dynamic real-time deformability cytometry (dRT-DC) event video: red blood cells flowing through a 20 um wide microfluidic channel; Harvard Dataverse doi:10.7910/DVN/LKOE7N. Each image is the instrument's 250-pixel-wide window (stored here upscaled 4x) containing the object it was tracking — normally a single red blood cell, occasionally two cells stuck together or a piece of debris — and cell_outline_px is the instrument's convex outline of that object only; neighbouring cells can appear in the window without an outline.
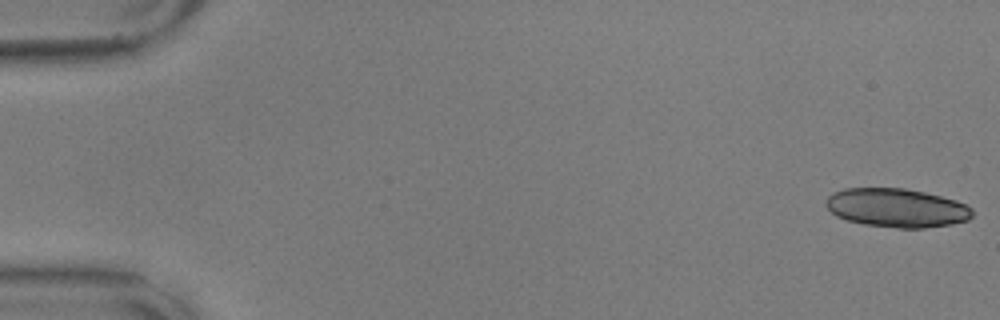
{"species": "common noctule bat (a hibernating species)", "species_latin": "Nyctalus noctula", "temperature_condition": "warm", "stored_images_in_passage": 55, "camera_frame_rate_fps": 3000, "um_per_image_px": 0.085, "animal": {"sex": "male", "body_mass_g": 17.9, "forearm_length_mm": 54.2}, "frame": {"image": 1, "passage_image": 1, "time_ms": 0.0, "image_size_px": [1000, 320], "cell_outline_px": [[972, 216], [968, 220], [952, 224], [924, 228], [896, 228], [864, 224], [848, 220], [836, 216], [824, 204], [828, 196], [832, 192], [844, 188], [904, 188], [924, 192], [956, 200], [972, 208]], "centroid_in_image_um": [76.2, 17.66], "position_along_channel_um": 8.8, "area_um2": 33.12}}